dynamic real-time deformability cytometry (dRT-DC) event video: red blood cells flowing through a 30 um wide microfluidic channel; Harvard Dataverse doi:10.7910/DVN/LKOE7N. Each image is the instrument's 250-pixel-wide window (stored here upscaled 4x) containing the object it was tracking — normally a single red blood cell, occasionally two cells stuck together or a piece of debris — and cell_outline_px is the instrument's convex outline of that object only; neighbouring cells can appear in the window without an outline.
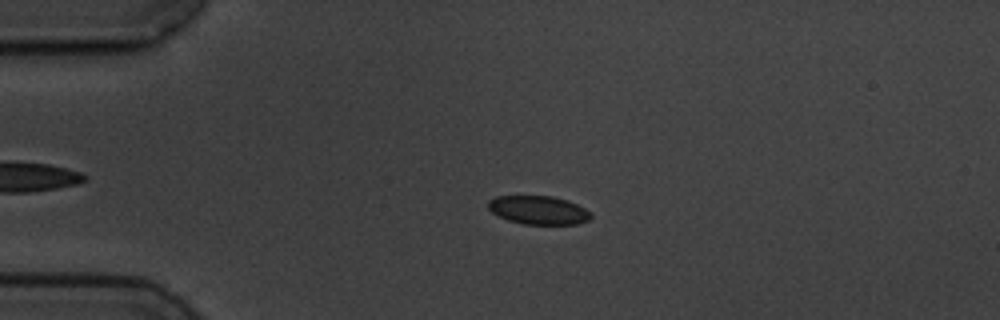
{"species": "common noctule bat (a hibernating species)", "species_latin": "Nyctalus noctula", "temperature_condition": "cold", "stored_images_in_passage": 5, "camera_frame_rate_fps": 3000, "um_per_image_px": 0.085, "animal": {"sex": "male", "body_mass_g": 19.5, "forearm_length_mm": 54.6}, "frame": {"image": 1, "passage_image": 4, "time_ms": 4.333, "image_size_px": [1000, 320], "cell_outline_px": [[592, 216], [588, 220], [576, 224], [524, 224], [508, 220], [496, 216], [488, 208], [488, 200], [496, 196], [552, 196], [568, 200], [584, 208]], "centroid_in_image_um": [45.72, 17.85], "position_along_channel_um": 39.3, "area_um2": 17.05}}